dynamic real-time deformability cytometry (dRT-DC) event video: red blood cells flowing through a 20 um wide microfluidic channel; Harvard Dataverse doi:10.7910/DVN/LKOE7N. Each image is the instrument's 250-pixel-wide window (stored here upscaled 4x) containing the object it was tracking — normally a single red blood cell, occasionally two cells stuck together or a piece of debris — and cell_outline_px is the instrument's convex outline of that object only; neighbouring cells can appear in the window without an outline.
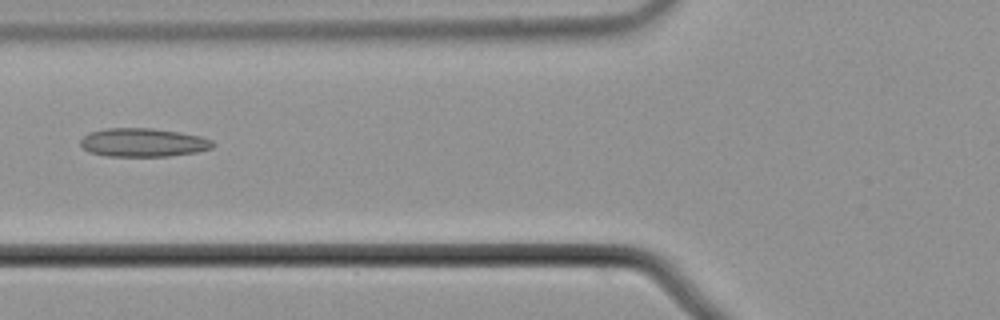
{"species": "common noctule bat (a hibernating species)", "species_latin": "Nyctalus noctula", "temperature_condition": "cold", "stored_images_in_passage": 2, "camera_frame_rate_fps": 3000, "um_per_image_px": 0.085, "animal": {"sex": "male", "body_mass_g": 21.5, "forearm_length_mm": 52.0}, "frame": {"image": 1, "passage_image": 2, "time_ms": 0.333, "image_size_px": [1000, 320], "cell_outline_px": [[216, 144], [212, 148], [196, 152], [168, 156], [104, 156], [88, 152], [80, 144], [80, 140], [88, 132], [104, 128], [152, 128], [180, 132], [200, 136], [212, 140]], "centroid_in_image_um": [12.15, 12.11], "position_along_channel_um": 113.7, "area_um2": 22.2}}